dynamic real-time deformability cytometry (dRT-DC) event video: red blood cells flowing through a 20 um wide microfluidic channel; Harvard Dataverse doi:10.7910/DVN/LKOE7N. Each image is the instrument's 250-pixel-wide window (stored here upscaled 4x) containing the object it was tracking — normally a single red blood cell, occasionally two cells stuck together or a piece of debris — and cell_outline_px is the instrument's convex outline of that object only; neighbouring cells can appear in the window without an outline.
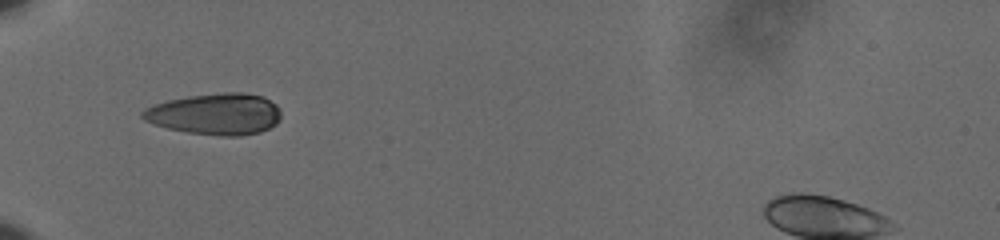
{"species": "human", "species_latin": "Homo sapiens", "temperature_condition": "cold", "stored_images_in_passage": 38, "camera_frame_rate_fps": 3000, "um_per_image_px": 0.085, "donor": {"sex": "male"}, "frame": {"image": 1, "passage_image": 1, "time_ms": 0.0, "image_size_px": [1000, 240], "cell_outline_px": [[280, 120], [276, 124], [260, 132], [240, 136], [220, 136], [188, 132], [168, 128], [152, 124], [144, 120], [140, 116], [140, 112], [144, 108], [168, 100], [188, 96], [224, 92], [244, 92], [264, 96], [276, 104], [280, 108]], "centroid_in_image_um": [18.31, 9.69], "position_along_channel_um": 66.7, "area_um2": 33.7}}
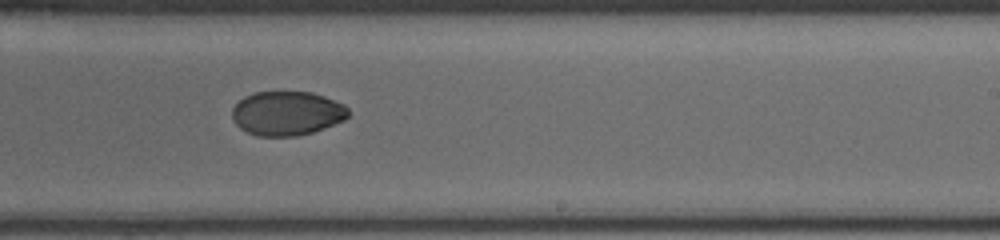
{"frame": {"image": 2, "passage_image": 18, "time_ms": 5.667, "image_size_px": [1000, 240], "cell_outline_px": [[348, 116], [344, 120], [324, 128], [312, 132], [296, 136], [256, 136], [240, 128], [236, 124], [232, 116], [232, 108], [244, 96], [252, 92], [312, 92], [324, 96], [344, 104], [348, 108]], "centroid_in_image_um": [24.38, 9.63], "position_along_channel_um": 264.6, "area_um2": 29.94}}
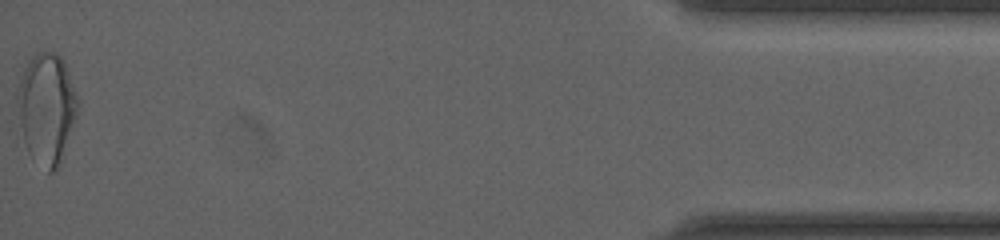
{"frame": {"image": 3, "passage_image": 38, "time_ms": 12.333, "image_size_px": [1000, 240], "cell_outline_px": [[76, 116], [60, 164], [56, 172], [48, 172], [28, 152], [24, 140], [20, 124], [16, 100], [16, 96], [20, 80], [24, 68], [32, 56], [36, 52], [52, 52], [60, 56], [64, 60], [76, 96]], "centroid_in_image_um": [3.94, 9.21], "position_along_channel_um": 431.3, "area_um2": 38.26}, "authors_computed_cell_mechanics": {"area_um2": 31.2987, "velocity_mm_per_s": 3.6366, "shape_relaxation_time_tau1_ms": null, "shape_relaxation_time_tau2_ms": 3.6711, "deformation_change_tau1": null, "deformation_change_tau2": 0.0295}}